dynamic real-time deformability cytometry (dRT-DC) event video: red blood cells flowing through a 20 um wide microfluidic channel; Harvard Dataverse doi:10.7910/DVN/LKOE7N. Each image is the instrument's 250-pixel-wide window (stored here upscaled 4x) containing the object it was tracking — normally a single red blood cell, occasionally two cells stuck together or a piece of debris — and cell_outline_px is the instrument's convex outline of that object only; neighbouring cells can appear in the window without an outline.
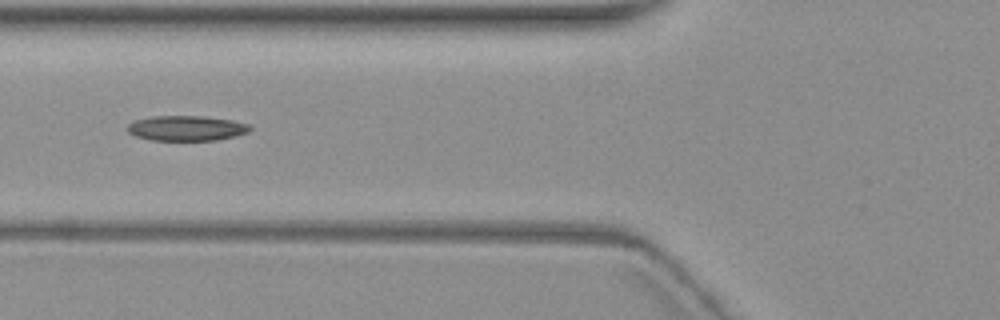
{"species": "common noctule bat (a hibernating species)", "species_latin": "Nyctalus noctula", "temperature_condition": "warm", "stored_images_in_passage": 6, "camera_frame_rate_fps": 3000, "um_per_image_px": 0.085, "animal": {"sex": "female", "body_mass_g": 19.3, "forearm_length_mm": 54.1}, "frame": {"image": 1, "passage_image": 2, "time_ms": 1.333, "image_size_px": [1000, 320], "cell_outline_px": [[252, 128], [248, 132], [236, 136], [216, 140], [152, 140], [136, 136], [128, 132], [128, 124], [132, 120], [152, 116], [200, 116], [232, 120], [248, 124]], "centroid_in_image_um": [15.83, 10.89], "position_along_channel_um": 110.0, "area_um2": 17.92}}
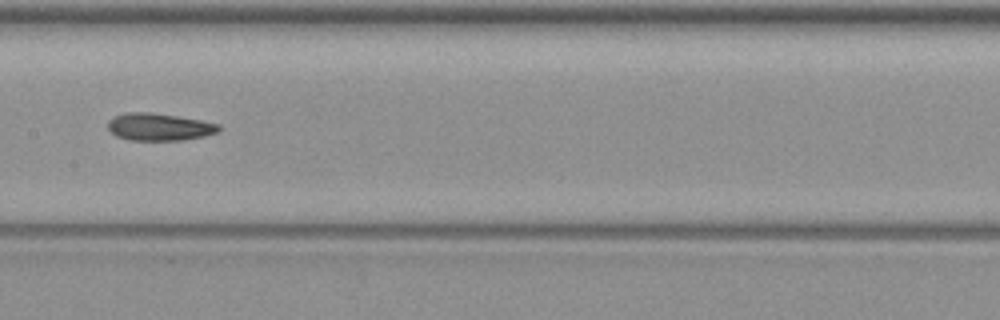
{"frame": {"image": 2, "passage_image": 4, "time_ms": 3.667, "image_size_px": [1000, 320], "cell_outline_px": [[220, 132], [204, 136], [184, 140], [128, 140], [116, 136], [108, 128], [108, 120], [112, 116], [128, 112], [148, 112], [176, 116], [200, 120], [220, 124]], "centroid_in_image_um": [13.53, 10.79], "position_along_channel_um": 193.9, "area_um2": 17.74}}
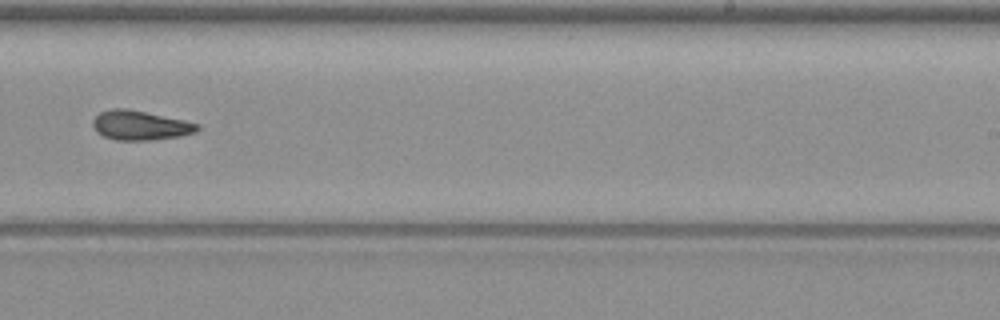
{"frame": {"image": 3, "passage_image": 6, "time_ms": 6.0, "image_size_px": [1000, 320], "cell_outline_px": [[200, 128], [196, 132], [180, 136], [152, 140], [116, 140], [104, 136], [96, 132], [92, 124], [92, 120], [100, 112], [112, 108], [124, 108], [184, 120], [200, 124]], "centroid_in_image_um": [11.91, 10.66], "position_along_channel_um": 277.1, "area_um2": 17.86}}